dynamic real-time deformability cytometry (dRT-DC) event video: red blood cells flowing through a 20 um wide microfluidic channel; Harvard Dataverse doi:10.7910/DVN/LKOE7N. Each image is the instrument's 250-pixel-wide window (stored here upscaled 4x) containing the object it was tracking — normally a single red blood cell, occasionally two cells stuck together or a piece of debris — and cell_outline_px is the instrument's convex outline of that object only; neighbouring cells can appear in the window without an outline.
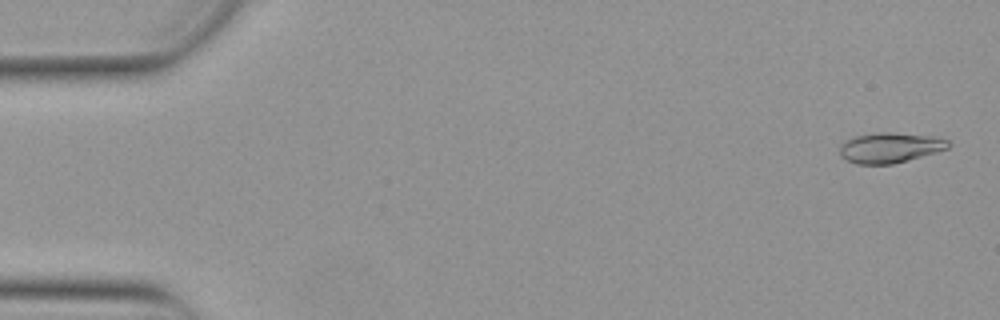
{"species": "Egyptian fruit bat (a non-hibernating species)", "species_latin": "Rousettus aegyptiacus", "temperature_condition": "warm", "stored_images_in_passage": 53, "camera_frame_rate_fps": 3000, "um_per_image_px": 0.085, "animal": {"sex": "female"}, "frame": {"image": 1, "passage_image": 2, "time_ms": 0.333, "image_size_px": [1000, 320], "cell_outline_px": [[952, 144], [948, 148], [936, 152], [892, 164], [856, 164], [840, 156], [840, 144], [844, 140], [856, 136], [880, 132], [888, 132], [932, 136], [948, 140]], "centroid_in_image_um": [75.63, 12.55], "position_along_channel_um": 9.4, "area_um2": 19.02}}
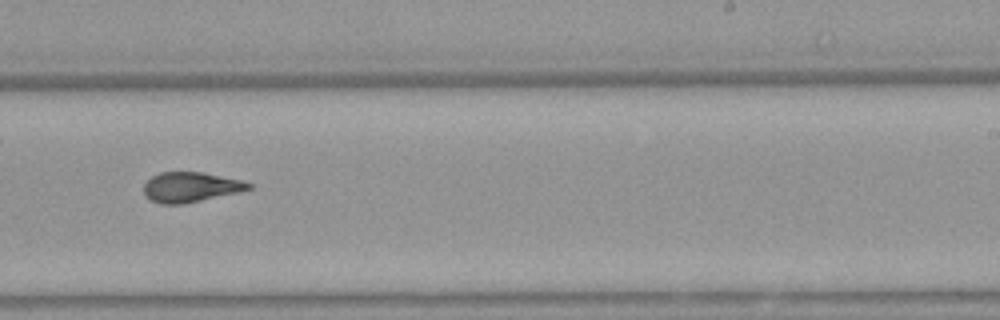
{"frame": {"image": 2, "passage_image": 33, "time_ms": 10.667, "image_size_px": [1000, 320], "cell_outline_px": [[252, 188], [240, 192], [184, 204], [160, 204], [144, 196], [144, 184], [152, 176], [160, 172], [204, 172], [244, 180], [252, 184]], "centroid_in_image_um": [16.23, 15.9], "position_along_channel_um": 272.8, "area_um2": 18.55}}
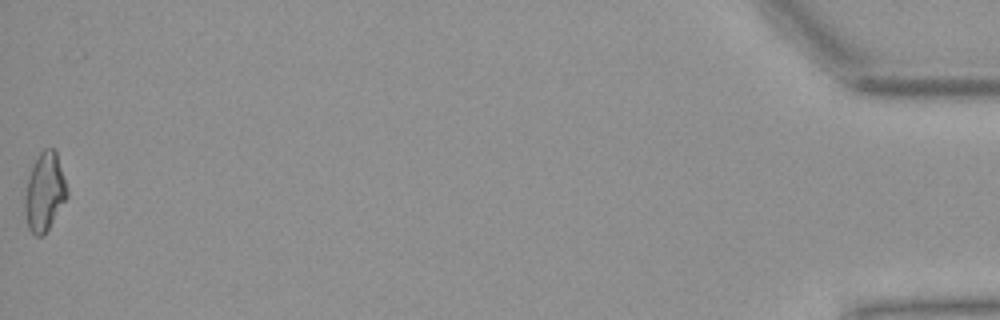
{"frame": {"image": 3, "passage_image": 53, "time_ms": 17.333, "image_size_px": [1000, 320], "cell_outline_px": [[68, 196], [44, 236], [36, 236], [28, 228], [24, 212], [24, 196], [28, 176], [32, 164], [40, 152], [44, 148], [52, 148], [56, 152], [68, 192]], "centroid_in_image_um": [3.76, 16.34], "position_along_channel_um": 431.4, "area_um2": 19.31}, "authors_computed_cell_mechanics": {"area_um2": 18.7272, "velocity_mm_per_s": 3.8846, "shape_relaxation_time_tau1_ms": null, "shape_relaxation_time_tau2_ms": 2.3317, "deformation_change_tau1": null, "deformation_change_tau2": 0.0932}}